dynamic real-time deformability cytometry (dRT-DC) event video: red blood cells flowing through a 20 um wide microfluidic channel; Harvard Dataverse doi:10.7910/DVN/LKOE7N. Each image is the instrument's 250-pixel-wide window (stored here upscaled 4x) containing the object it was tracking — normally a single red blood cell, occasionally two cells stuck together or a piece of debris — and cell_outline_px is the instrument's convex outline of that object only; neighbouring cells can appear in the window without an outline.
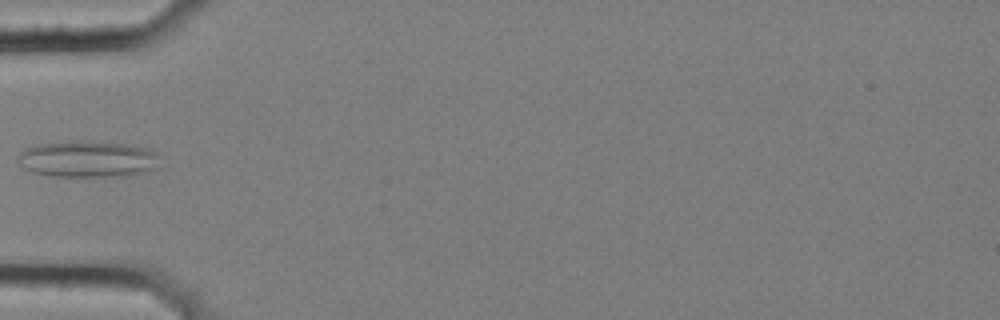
{"species": "common noctule bat (a hibernating species)", "species_latin": "Nyctalus noctula", "temperature_condition": "cold", "stored_images_in_passage": 1, "camera_frame_rate_fps": 3000, "um_per_image_px": 0.085, "animal": {"sex": "female", "body_mass_g": 25.1}, "frame": {"image": 1, "passage_image": 1, "time_ms": 0.0, "image_size_px": [1000, 320], "cell_outline_px": [[160, 156], [156, 168], [144, 172], [124, 176], [52, 176], [32, 172], [24, 168], [16, 160], [16, 156], [24, 148], [36, 144], [72, 140], [128, 144], [148, 148]], "centroid_in_image_um": [7.41, 13.51], "position_along_channel_um": 77.6, "area_um2": 30.46}}